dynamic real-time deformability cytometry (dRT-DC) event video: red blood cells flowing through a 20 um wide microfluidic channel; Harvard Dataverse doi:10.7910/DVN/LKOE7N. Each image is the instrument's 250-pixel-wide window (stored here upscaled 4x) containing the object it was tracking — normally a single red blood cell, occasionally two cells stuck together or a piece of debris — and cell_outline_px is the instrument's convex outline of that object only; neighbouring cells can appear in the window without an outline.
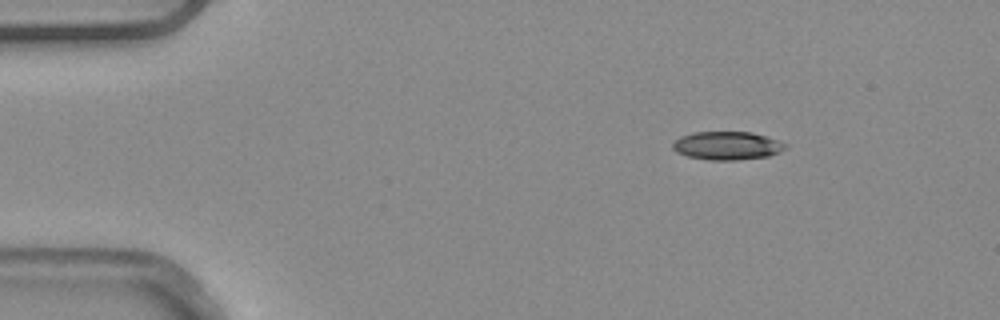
{"species": "common noctule bat (a hibernating species)", "species_latin": "Nyctalus noctula", "temperature_condition": "warm", "stored_images_in_passage": 4, "segment_of_instrument_passage": [1, 2], "camera_frame_rate_fps": 3000, "um_per_image_px": 0.085, "animal": {"sex": "male", "body_mass_g": 20.4}, "frame": {"image": 1, "passage_image": 1, "time_ms": 0.0, "image_size_px": [1000, 320], "cell_outline_px": [[788, 144], [780, 152], [768, 156], [736, 160], [708, 160], [688, 156], [676, 152], [672, 148], [672, 144], [680, 136], [692, 132], [752, 132]], "centroid_in_image_um": [61.77, 12.38], "position_along_channel_um": 23.2, "area_um2": 18.5}}